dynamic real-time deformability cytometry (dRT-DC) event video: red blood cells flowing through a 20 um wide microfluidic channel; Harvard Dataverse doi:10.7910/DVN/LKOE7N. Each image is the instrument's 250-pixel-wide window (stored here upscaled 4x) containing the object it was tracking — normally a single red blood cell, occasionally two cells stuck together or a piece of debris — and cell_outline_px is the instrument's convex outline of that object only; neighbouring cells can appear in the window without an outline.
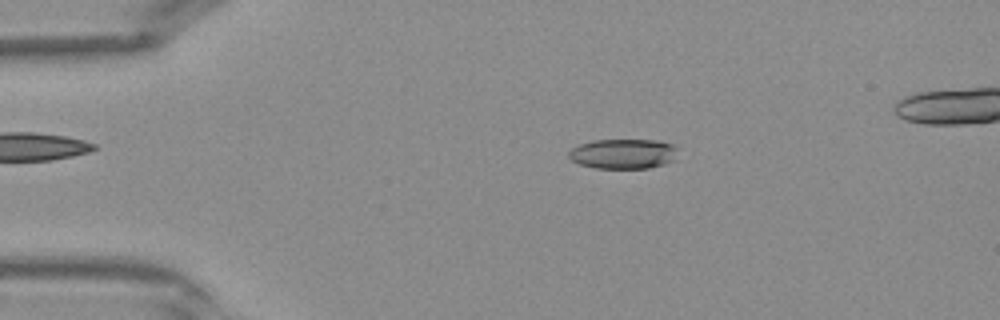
{"species": "Egyptian fruit bat (a non-hibernating species)", "species_latin": "Rousettus aegyptiacus", "temperature_condition": "warm", "stored_images_in_passage": 38, "camera_frame_rate_fps": 3000, "um_per_image_px": 0.085, "frame": {"image": 1, "passage_image": 6, "time_ms": 1.667, "image_size_px": [1000, 320], "cell_outline_px": [[676, 148], [672, 160], [664, 164], [648, 168], [596, 168], [580, 164], [572, 160], [568, 156], [568, 152], [572, 148], [580, 144], [592, 140], [656, 140], [672, 144]], "centroid_in_image_um": [52.93, 13.07], "position_along_channel_um": 32.1, "area_um2": 18.79}}
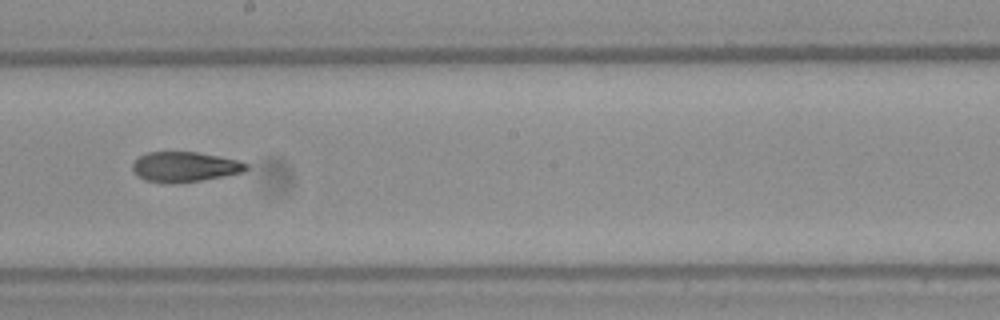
{"frame": {"image": 2, "passage_image": 21, "time_ms": 6.667, "image_size_px": [1000, 320], "cell_outline_px": [[248, 168], [244, 172], [200, 180], [144, 180], [136, 176], [132, 168], [132, 164], [140, 156], [148, 152], [196, 152], [240, 160], [248, 164]], "centroid_in_image_um": [15.74, 14.13], "position_along_channel_um": 232.5, "area_um2": 19.13}}
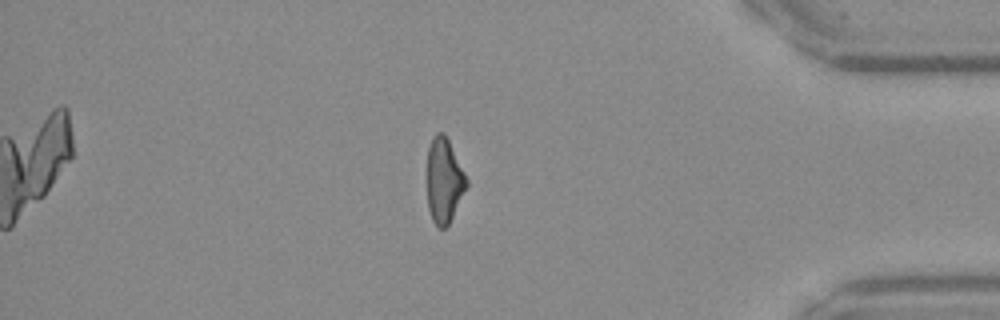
{"frame": {"image": 3, "passage_image": 33, "time_ms": 10.667, "image_size_px": [1000, 320], "cell_outline_px": [[468, 184], [448, 224], [444, 228], [440, 228], [432, 220], [428, 208], [424, 176], [428, 148], [432, 136], [436, 132], [444, 132], [468, 180]], "centroid_in_image_um": [37.67, 15.3], "position_along_channel_um": 397.5, "area_um2": 19.94}}